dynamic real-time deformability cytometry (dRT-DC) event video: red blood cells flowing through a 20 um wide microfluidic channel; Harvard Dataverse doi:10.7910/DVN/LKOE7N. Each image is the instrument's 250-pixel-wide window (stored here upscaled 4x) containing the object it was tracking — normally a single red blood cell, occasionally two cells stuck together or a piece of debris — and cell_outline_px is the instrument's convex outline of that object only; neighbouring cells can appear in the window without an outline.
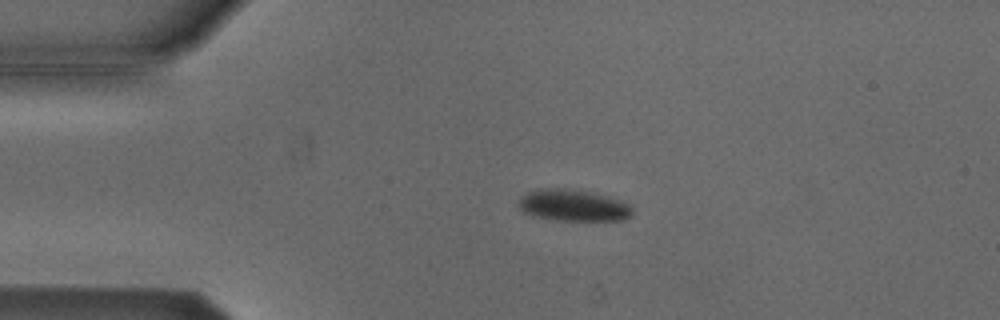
{"species": "Egyptian fruit bat (a non-hibernating species)", "species_latin": "Rousettus aegyptiacus", "temperature_condition": "cold", "stored_images_in_passage": 4, "camera_frame_rate_fps": 3000, "um_per_image_px": 0.085, "animal": {"sex": "male"}, "frame": {"image": 1, "passage_image": 3, "time_ms": 0.667, "image_size_px": [1000, 320], "cell_outline_px": [[632, 212], [628, 216], [620, 220], [556, 220], [532, 216], [524, 212], [516, 204], [520, 196], [536, 188], [564, 188], [588, 192], [620, 200], [628, 204], [632, 208]], "centroid_in_image_um": [48.63, 17.45], "position_along_channel_um": 36.4, "area_um2": 20.81}}